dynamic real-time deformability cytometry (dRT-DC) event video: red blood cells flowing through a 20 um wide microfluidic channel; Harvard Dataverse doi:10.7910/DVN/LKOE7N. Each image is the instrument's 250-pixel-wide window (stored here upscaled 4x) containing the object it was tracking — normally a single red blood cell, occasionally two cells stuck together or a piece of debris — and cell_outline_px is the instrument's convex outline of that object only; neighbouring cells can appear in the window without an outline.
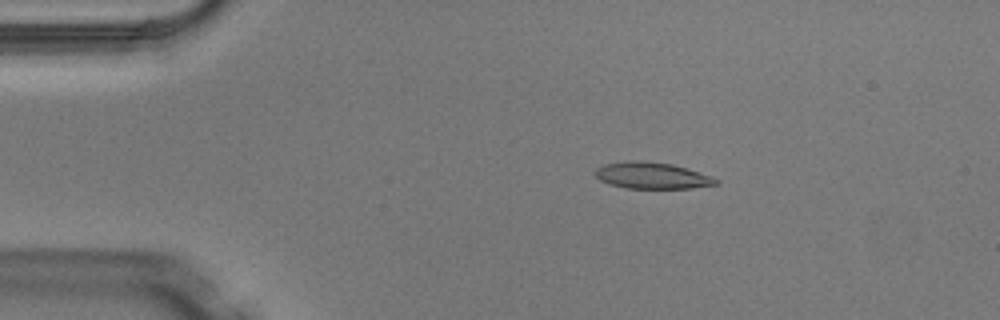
{"species": "Egyptian fruit bat (a non-hibernating species)", "species_latin": "Rousettus aegyptiacus", "temperature_condition": "warm", "stored_images_in_passage": 2, "camera_frame_rate_fps": 3000, "um_per_image_px": 0.085, "animal": {"sex": "male"}, "frame": {"image": 1, "passage_image": 2, "time_ms": 0.333, "image_size_px": [1000, 320], "cell_outline_px": [[720, 180], [716, 184], [692, 188], [624, 188], [600, 180], [592, 172], [596, 168], [604, 164], [628, 160], [640, 160], [672, 164], [688, 168], [712, 176]], "centroid_in_image_um": [55.41, 14.91], "position_along_channel_um": 29.6, "area_um2": 18.73}}